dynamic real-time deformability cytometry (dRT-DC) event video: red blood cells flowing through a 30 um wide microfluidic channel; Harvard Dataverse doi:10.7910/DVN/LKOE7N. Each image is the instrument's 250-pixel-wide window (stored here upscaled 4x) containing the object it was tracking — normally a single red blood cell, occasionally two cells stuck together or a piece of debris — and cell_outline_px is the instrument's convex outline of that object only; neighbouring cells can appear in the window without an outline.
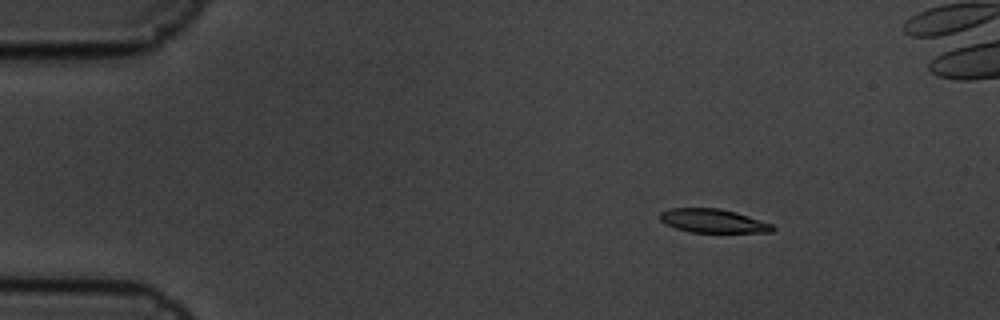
{"species": "common noctule bat (a hibernating species)", "species_latin": "Nyctalus noctula", "temperature_condition": "cold", "stored_images_in_passage": 6, "camera_frame_rate_fps": 3000, "um_per_image_px": 0.085, "animal": {"sex": "male", "body_mass_g": 19.5, "forearm_length_mm": 54.6}, "frame": {"image": 1, "passage_image": 3, "time_ms": 0.667, "image_size_px": [1000, 320], "cell_outline_px": [[776, 228], [772, 232], [688, 232], [664, 224], [660, 220], [660, 212], [668, 208], [720, 208], [736, 212], [772, 224]], "centroid_in_image_um": [60.57, 18.77], "position_along_channel_um": 24.4, "area_um2": 15.61}}